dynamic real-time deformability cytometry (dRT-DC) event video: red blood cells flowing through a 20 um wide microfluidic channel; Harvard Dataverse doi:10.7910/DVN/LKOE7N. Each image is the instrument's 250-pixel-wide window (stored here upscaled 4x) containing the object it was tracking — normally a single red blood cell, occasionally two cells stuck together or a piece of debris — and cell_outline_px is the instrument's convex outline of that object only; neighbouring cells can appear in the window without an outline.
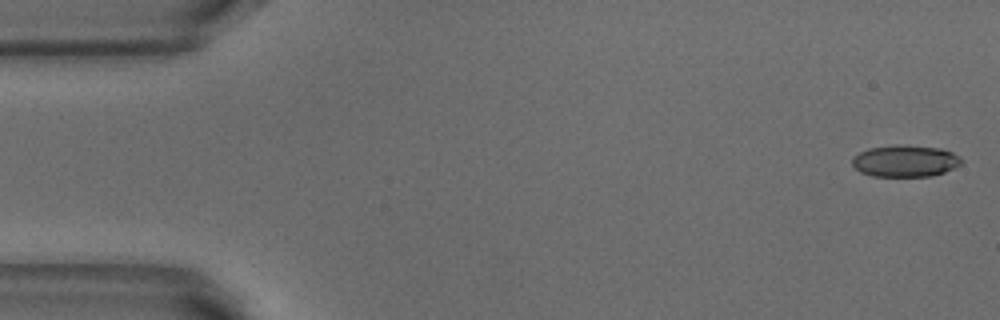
{"species": "common noctule bat (a hibernating species)", "species_latin": "Nyctalus noctula", "temperature_condition": "warm", "stored_images_in_passage": 52, "camera_frame_rate_fps": 3000, "um_per_image_px": 0.085, "animal": {"sex": "male", "body_mass_g": 18.8}, "frame": {"image": 1, "passage_image": 1, "time_ms": 0.0, "image_size_px": [1000, 320], "cell_outline_px": [[964, 160], [960, 164], [944, 172], [932, 176], [872, 176], [860, 172], [852, 164], [852, 156], [868, 148], [896, 144], [900, 144], [940, 148], [952, 152], [960, 156]], "centroid_in_image_um": [76.93, 13.67], "position_along_channel_um": 8.1, "area_um2": 20.35}}
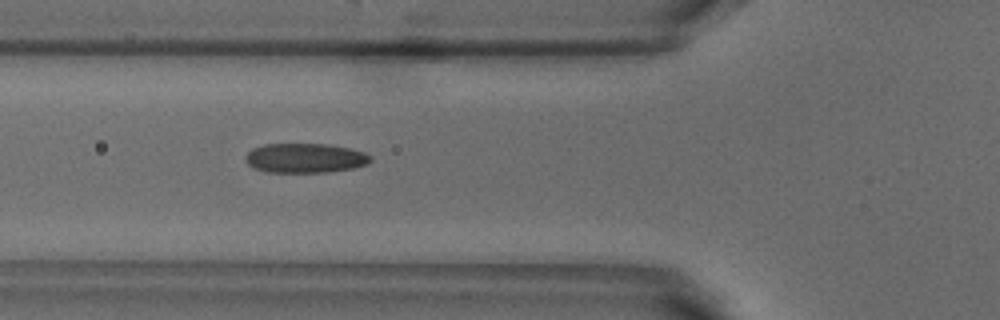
{"frame": {"image": 2, "passage_image": 18, "time_ms": 5.667, "image_size_px": [1000, 320], "cell_outline_px": [[372, 160], [368, 164], [352, 168], [324, 172], [268, 172], [256, 168], [248, 164], [244, 160], [244, 156], [252, 148], [264, 144], [328, 144], [348, 148], [364, 152], [372, 156]], "centroid_in_image_um": [25.93, 13.43], "position_along_channel_um": 99.9, "area_um2": 21.5}}
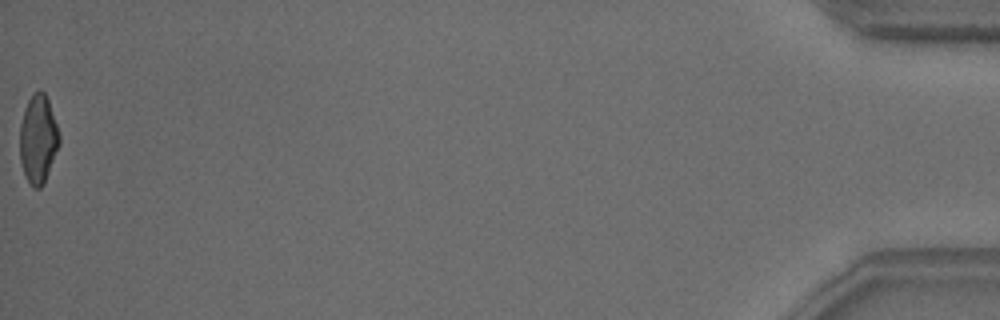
{"frame": {"image": 3, "passage_image": 52, "time_ms": 17.0, "image_size_px": [1000, 320], "cell_outline_px": [[60, 144], [44, 184], [40, 188], [32, 188], [24, 176], [20, 160], [20, 124], [24, 108], [28, 100], [40, 88], [44, 92], [48, 100], [60, 136]], "centroid_in_image_um": [3.23, 11.87], "position_along_channel_um": 432.0, "area_um2": 20.46}, "authors_computed_cell_mechanics": {"area_um2": 21.1259, "velocity_mm_per_s": 3.8368, "shape_relaxation_time_tau1_ms": 5.4401, "shape_relaxation_time_tau2_ms": 1.4435, "deformation_change_tau1": 0.165, "deformation_change_tau2": 0.0868}}